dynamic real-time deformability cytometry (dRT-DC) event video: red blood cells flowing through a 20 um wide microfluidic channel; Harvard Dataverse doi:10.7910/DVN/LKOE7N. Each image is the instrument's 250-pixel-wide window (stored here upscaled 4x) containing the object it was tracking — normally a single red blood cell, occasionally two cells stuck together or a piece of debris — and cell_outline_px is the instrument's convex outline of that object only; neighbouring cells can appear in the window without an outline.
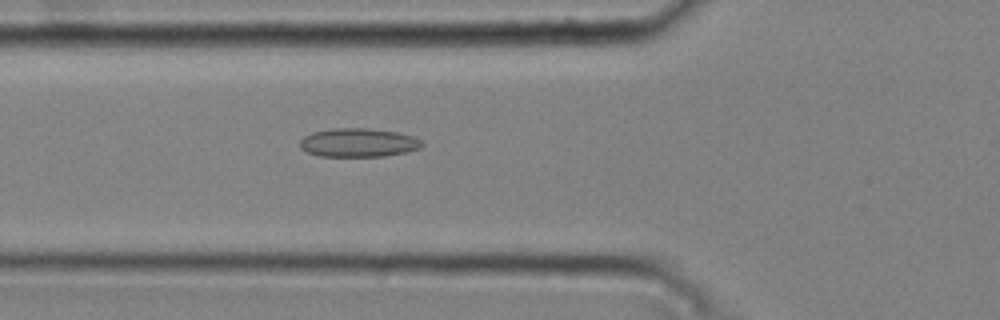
{"species": "common noctule bat (a hibernating species)", "species_latin": "Nyctalus noctula", "temperature_condition": "cold", "stored_images_in_passage": 32, "camera_frame_rate_fps": 3000, "um_per_image_px": 0.085, "animal": {"sex": "male", "body_mass_g": 20.4}, "frame": {"image": 1, "passage_image": 3, "time_ms": 0.667, "image_size_px": [1000, 320], "cell_outline_px": [[424, 144], [420, 148], [404, 152], [384, 156], [320, 156], [308, 152], [300, 148], [300, 140], [304, 136], [312, 132], [332, 128], [368, 128], [396, 132], [412, 136], [420, 140]], "centroid_in_image_um": [30.43, 12.12], "position_along_channel_um": 95.4, "area_um2": 20.29}}
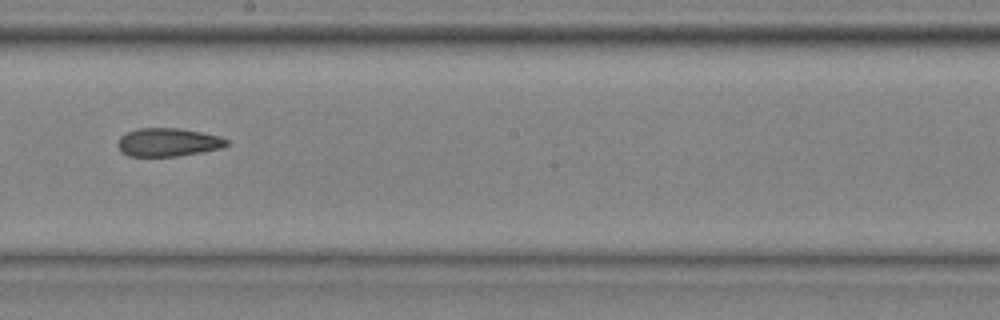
{"frame": {"image": 2, "passage_image": 14, "time_ms": 4.333, "image_size_px": [1000, 320], "cell_outline_px": [[228, 144], [224, 148], [176, 156], [128, 156], [120, 152], [116, 144], [120, 136], [128, 132], [140, 128], [180, 128], [220, 136], [228, 140]], "centroid_in_image_um": [14.27, 12.09], "position_along_channel_um": 233.9, "area_um2": 18.03}}
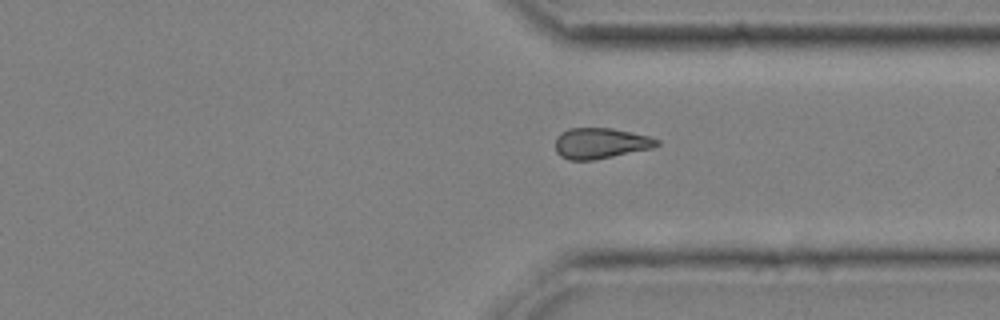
{"frame": {"image": 3, "passage_image": 24, "time_ms": 7.667, "image_size_px": [1000, 320], "cell_outline_px": [[660, 144], [652, 148], [592, 160], [568, 160], [560, 156], [556, 152], [556, 136], [560, 132], [568, 128], [612, 128], [632, 132], [648, 136], [660, 140]], "centroid_in_image_um": [51.02, 12.17], "position_along_channel_um": 360.4, "area_um2": 18.21}, "authors_computed_cell_mechanics": {"area_um2": 18.207, "velocity_mm_per_s": 3.7745, "shape_relaxation_time_tau1_ms": null, "shape_relaxation_time_tau2_ms": 5.6117, "deformation_change_tau1": null, "deformation_change_tau2": 0.1295}}